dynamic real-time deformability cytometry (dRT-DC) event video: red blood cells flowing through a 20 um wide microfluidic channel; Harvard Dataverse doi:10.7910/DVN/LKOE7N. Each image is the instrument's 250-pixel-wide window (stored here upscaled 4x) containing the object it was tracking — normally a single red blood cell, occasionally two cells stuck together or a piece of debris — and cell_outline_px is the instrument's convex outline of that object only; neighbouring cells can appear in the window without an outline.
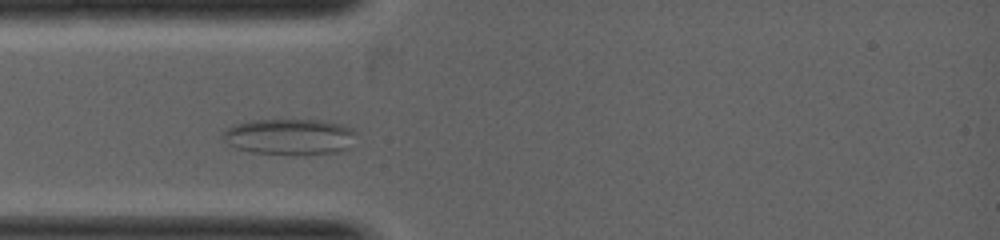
{"species": "common noctule bat (a hibernating species)", "species_latin": "Nyctalus noctula", "temperature_condition": "warm", "stored_images_in_passage": 2, "camera_frame_rate_fps": 5000, "um_per_image_px": 0.085, "animal": {"sex": "female", "body_mass_g": 19.0, "forearm_length_mm": 53.3}, "frame": {"image": 1, "passage_image": 2, "time_ms": 1.0, "image_size_px": [1000, 240], "cell_outline_px": [[356, 132], [352, 148], [340, 152], [304, 156], [292, 156], [252, 152], [236, 148], [224, 140], [224, 132], [228, 128], [236, 124], [252, 120], [280, 116], [316, 120], [340, 124], [352, 128]], "centroid_in_image_um": [24.68, 11.61], "position_along_channel_um": 60.3, "area_um2": 29.42}}